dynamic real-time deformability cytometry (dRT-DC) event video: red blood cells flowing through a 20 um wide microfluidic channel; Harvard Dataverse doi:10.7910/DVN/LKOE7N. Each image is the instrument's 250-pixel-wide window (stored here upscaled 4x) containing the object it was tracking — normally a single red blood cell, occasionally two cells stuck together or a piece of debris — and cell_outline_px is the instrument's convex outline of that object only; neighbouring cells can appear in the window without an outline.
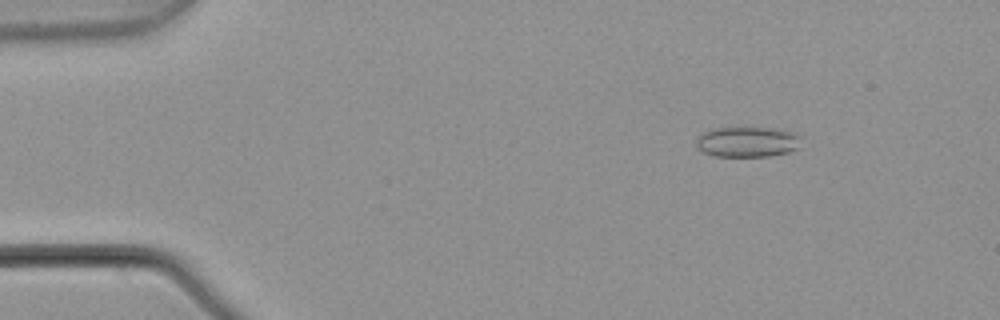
{"species": "common noctule bat (a hibernating species)", "species_latin": "Nyctalus noctula", "temperature_condition": "warm", "stored_images_in_passage": 6, "camera_frame_rate_fps": 3000, "um_per_image_px": 0.085, "animal": {"sex": "male", "body_mass_g": 21.5, "forearm_length_mm": 52.0}, "frame": {"image": 1, "passage_image": 3, "time_ms": 0.667, "image_size_px": [1000, 320], "cell_outline_px": [[800, 148], [788, 152], [768, 156], [716, 156], [704, 152], [696, 144], [696, 140], [704, 132], [712, 128], [784, 128], [792, 132], [796, 136]], "centroid_in_image_um": [63.53, 12.05], "position_along_channel_um": 21.5, "area_um2": 18.32}}
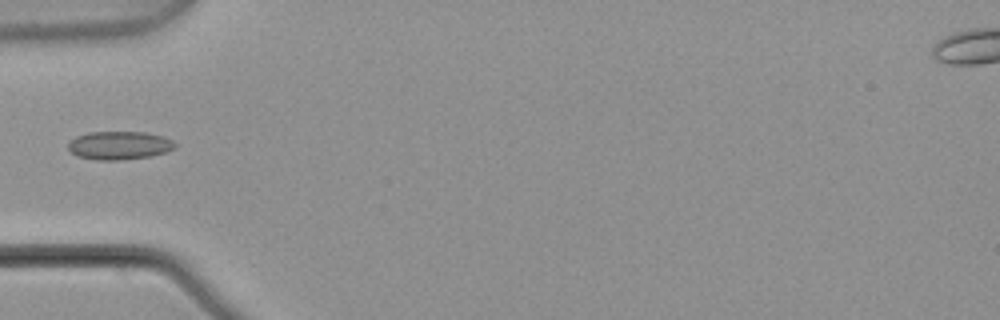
{"frame": {"image": 2, "passage_image": 6, "time_ms": 1.667, "image_size_px": [1000, 320], "cell_outline_px": [[176, 148], [164, 152], [148, 156], [120, 160], [96, 160], [76, 156], [68, 148], [68, 140], [76, 136], [88, 132], [144, 132], [164, 136], [172, 140], [176, 144]], "centroid_in_image_um": [10.11, 12.35], "position_along_channel_um": 74.9, "area_um2": 17.69}}